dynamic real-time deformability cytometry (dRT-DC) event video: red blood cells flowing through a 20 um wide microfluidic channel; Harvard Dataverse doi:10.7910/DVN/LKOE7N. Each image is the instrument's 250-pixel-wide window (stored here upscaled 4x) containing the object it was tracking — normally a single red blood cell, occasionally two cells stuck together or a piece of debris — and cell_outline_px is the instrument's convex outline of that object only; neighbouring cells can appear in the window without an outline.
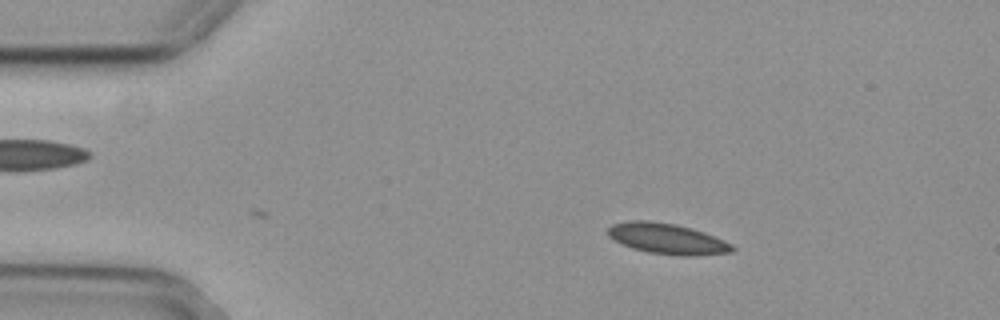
{"species": "common noctule bat (a hibernating species)", "species_latin": "Nyctalus noctula", "temperature_condition": "cold", "stored_images_in_passage": 42, "camera_frame_rate_fps": 3000, "um_per_image_px": 0.085, "animal": {"sex": "female", "body_mass_g": 29.2, "forearm_length_mm": 56.3}, "frame": {"image": 1, "passage_image": 1, "time_ms": 0.0, "image_size_px": [1000, 320], "cell_outline_px": [[736, 248], [732, 252], [696, 256], [680, 256], [648, 252], [632, 248], [620, 244], [608, 236], [608, 228], [612, 224], [628, 220], [648, 220], [676, 224], [692, 228], [704, 232], [724, 240], [732, 244]], "centroid_in_image_um": [56.71, 20.29], "position_along_channel_um": 28.3, "area_um2": 22.48}}
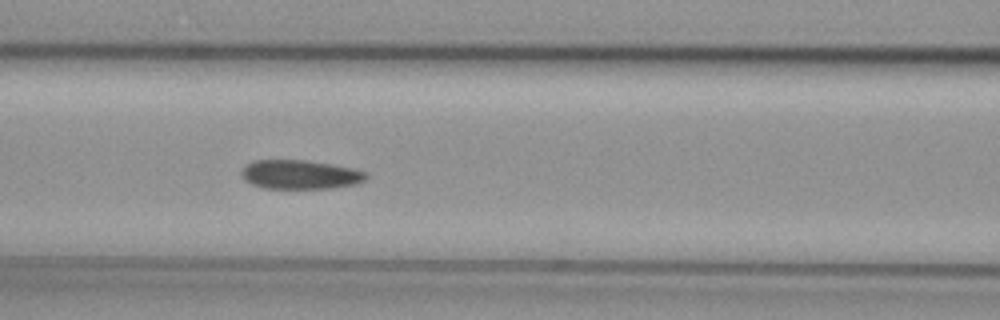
{"frame": {"image": 2, "passage_image": 15, "time_ms": 4.667, "image_size_px": [1000, 320], "cell_outline_px": [[368, 176], [364, 180], [356, 184], [332, 188], [264, 188], [252, 184], [244, 180], [240, 172], [248, 164], [256, 160], [304, 160], [332, 164], [352, 168], [368, 172]], "centroid_in_image_um": [25.53, 14.84], "position_along_channel_um": 141.1, "area_um2": 21.04}}
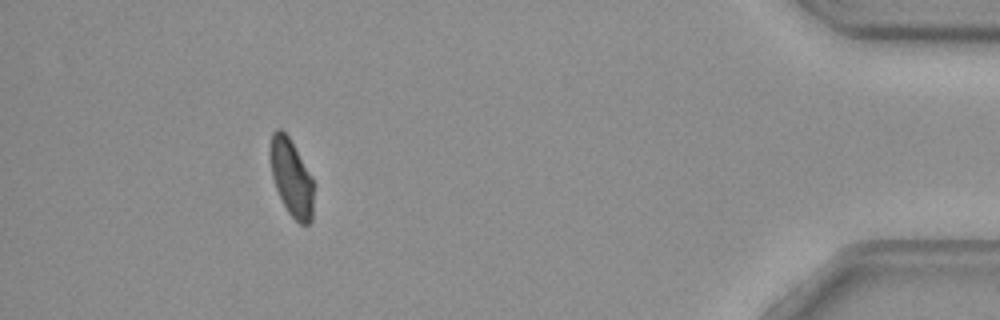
{"frame": {"image": 3, "passage_image": 42, "time_ms": 13.667, "image_size_px": [1000, 320], "cell_outline_px": [[312, 220], [308, 224], [300, 224], [288, 212], [276, 188], [272, 176], [268, 152], [272, 132], [276, 128], [280, 128], [288, 136], [312, 176]], "centroid_in_image_um": [24.73, 15.05], "position_along_channel_um": 410.5, "area_um2": 19.36}, "authors_computed_cell_mechanics": {"area_um2": 21.7906, "velocity_mm_per_s": 3.6838, "shape_relaxation_time_tau1_ms": null, "shape_relaxation_time_tau2_ms": 9.1629, "deformation_change_tau1": null, "deformation_change_tau2": 0.1234}}